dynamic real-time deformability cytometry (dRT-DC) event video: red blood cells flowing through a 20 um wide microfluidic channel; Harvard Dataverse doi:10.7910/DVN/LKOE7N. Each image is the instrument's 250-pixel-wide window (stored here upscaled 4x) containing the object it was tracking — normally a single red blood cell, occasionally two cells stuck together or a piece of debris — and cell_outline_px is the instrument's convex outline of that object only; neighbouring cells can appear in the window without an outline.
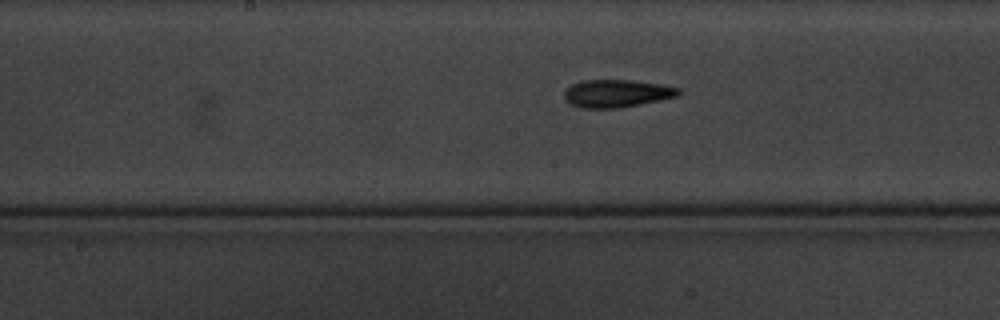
{"species": "common noctule bat (a hibernating species)", "species_latin": "Nyctalus noctula", "temperature_condition": "cold", "stored_images_in_passage": 10, "segment_of_instrument_passage": [2, 2], "camera_frame_rate_fps": 3000, "um_per_image_px": 0.085, "animal": {"sex": "male", "body_mass_g": 20.1, "forearm_length_mm": 53.5}, "frame": {"image": 1, "passage_image": 10, "time_ms": 10.667, "image_size_px": [1000, 320], "cell_outline_px": [[680, 92], [676, 96], [660, 100], [620, 108], [580, 108], [564, 100], [564, 92], [572, 84], [580, 80], [632, 80], [660, 84], [680, 88]], "centroid_in_image_um": [52.39, 7.94], "position_along_channel_um": 195.8, "area_um2": 18.44}}